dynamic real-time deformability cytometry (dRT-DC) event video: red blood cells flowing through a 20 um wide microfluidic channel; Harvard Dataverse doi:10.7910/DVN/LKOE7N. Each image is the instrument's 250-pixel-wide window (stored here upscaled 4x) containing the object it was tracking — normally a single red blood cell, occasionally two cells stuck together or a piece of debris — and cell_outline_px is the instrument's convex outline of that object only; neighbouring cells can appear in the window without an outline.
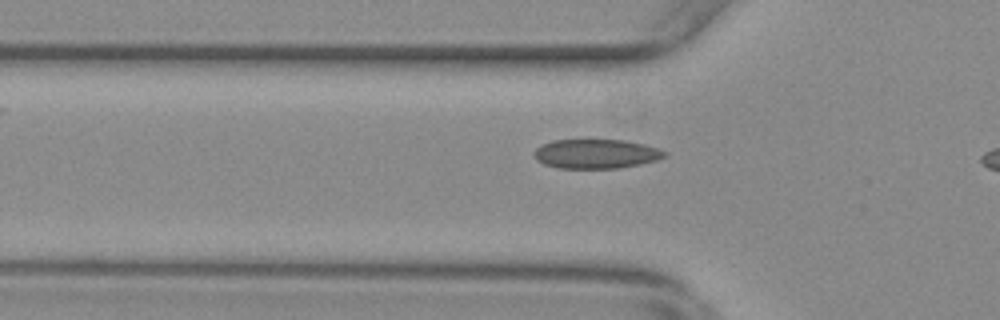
{"species": "common noctule bat (a hibernating species)", "species_latin": "Nyctalus noctula", "temperature_condition": "warm", "stored_images_in_passage": 46, "camera_frame_rate_fps": 3000, "um_per_image_px": 0.085, "animal": {"sex": "female", "body_mass_g": 29.2, "forearm_length_mm": 56.3}, "frame": {"image": 1, "passage_image": 19, "time_ms": 6.0, "image_size_px": [1000, 320], "cell_outline_px": [[668, 152], [664, 156], [656, 160], [640, 164], [620, 168], [556, 168], [544, 164], [536, 160], [532, 152], [536, 148], [552, 140], [624, 140], [644, 144], [660, 148]], "centroid_in_image_um": [50.66, 13.08], "position_along_channel_um": 75.1, "area_um2": 22.37}}
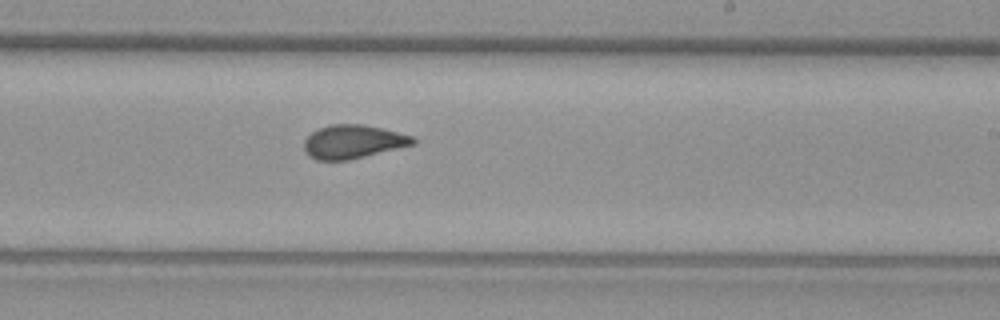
{"frame": {"image": 2, "passage_image": 34, "time_ms": 11.0, "image_size_px": [1000, 320], "cell_outline_px": [[416, 144], [348, 160], [316, 160], [308, 156], [304, 152], [304, 140], [312, 132], [320, 128], [332, 124], [360, 124], [384, 128], [412, 136], [416, 140]], "centroid_in_image_um": [30.0, 12.05], "position_along_channel_um": 259.0, "area_um2": 21.33}}
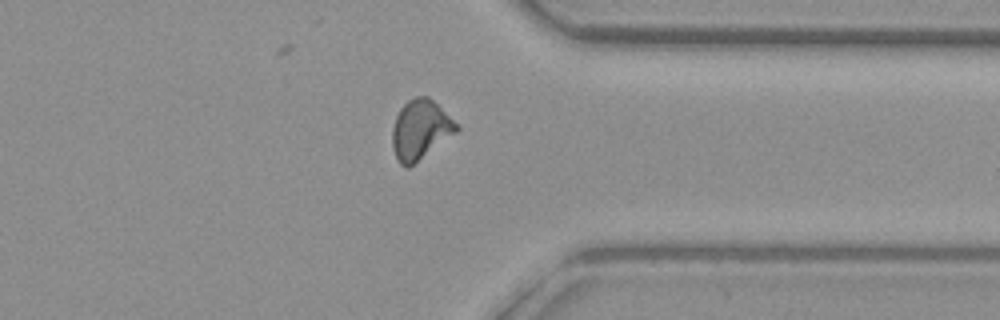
{"frame": {"image": 3, "passage_image": 44, "time_ms": 14.333, "image_size_px": [1000, 320], "cell_outline_px": [[460, 128], [456, 132], [408, 168], [404, 168], [400, 164], [392, 148], [392, 128], [396, 116], [400, 108], [408, 100], [416, 96], [428, 96], [460, 124]], "centroid_in_image_um": [35.73, 11.01], "position_along_channel_um": 375.7, "area_um2": 22.25}}